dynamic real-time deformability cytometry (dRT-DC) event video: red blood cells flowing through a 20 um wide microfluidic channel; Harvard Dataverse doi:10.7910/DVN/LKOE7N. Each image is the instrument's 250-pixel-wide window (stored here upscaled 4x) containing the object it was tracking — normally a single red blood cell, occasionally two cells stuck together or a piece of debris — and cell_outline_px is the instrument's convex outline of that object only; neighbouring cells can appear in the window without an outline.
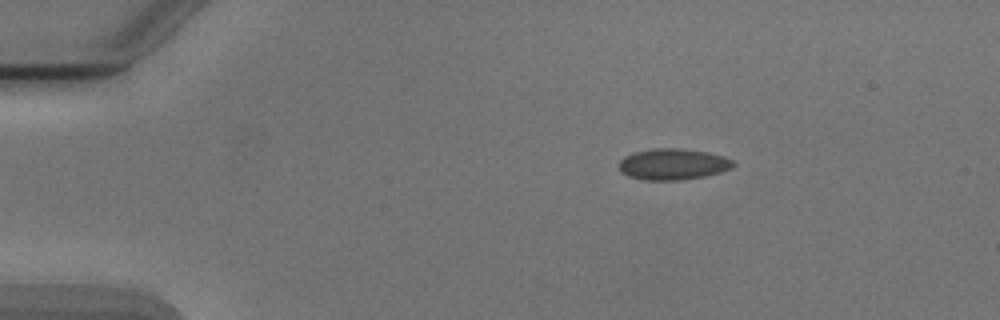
{"species": "Egyptian fruit bat (a non-hibernating species)", "species_latin": "Rousettus aegyptiacus", "temperature_condition": "cold", "stored_images_in_passage": 3, "camera_frame_rate_fps": 3000, "um_per_image_px": 0.085, "animal": {"sex": "male"}, "frame": {"image": 1, "passage_image": 1, "time_ms": 0.0, "image_size_px": [1000, 320], "cell_outline_px": [[736, 164], [732, 168], [720, 172], [704, 176], [680, 180], [644, 180], [628, 176], [620, 172], [620, 160], [624, 156], [632, 152], [656, 148], [676, 148], [708, 152], [724, 156], [736, 160]], "centroid_in_image_um": [57.22, 13.95], "position_along_channel_um": 27.8, "area_um2": 20.92}}
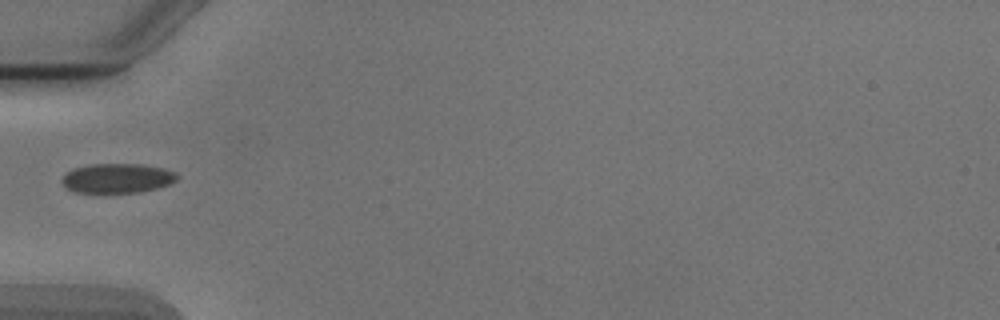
{"frame": {"image": 2, "passage_image": 3, "time_ms": 3.0, "image_size_px": [1000, 320], "cell_outline_px": [[180, 176], [176, 180], [168, 184], [156, 188], [140, 192], [76, 192], [68, 188], [60, 180], [64, 172], [72, 168], [92, 164], [140, 164], [164, 168], [176, 172]], "centroid_in_image_um": [9.96, 15.13], "position_along_channel_um": 75.0, "area_um2": 19.83}}